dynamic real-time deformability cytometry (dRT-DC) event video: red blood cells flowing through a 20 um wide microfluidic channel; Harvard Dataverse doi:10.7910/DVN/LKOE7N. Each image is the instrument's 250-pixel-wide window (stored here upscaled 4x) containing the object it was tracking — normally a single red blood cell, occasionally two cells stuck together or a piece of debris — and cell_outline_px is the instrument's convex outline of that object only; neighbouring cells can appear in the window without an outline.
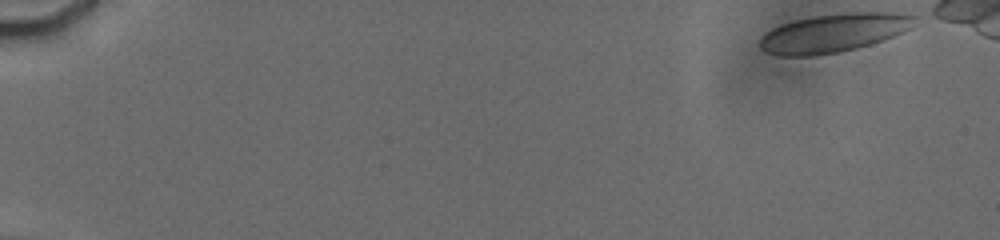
{"species": "human", "species_latin": "Homo sapiens", "temperature_condition": "cold", "stored_images_in_passage": 82, "camera_frame_rate_fps": 3000, "um_per_image_px": 0.085, "donor": {"sex": "male"}, "frame": {"image": 1, "passage_image": 1, "time_ms": 0.0, "image_size_px": [1000, 240], "cell_outline_px": [[916, 16], [908, 28], [892, 36], [856, 48], [836, 52], [812, 56], [780, 56], [768, 52], [760, 48], [760, 40], [772, 28], [780, 24], [796, 20], [816, 16], [856, 12], [884, 12]], "centroid_in_image_um": [70.78, 2.81], "position_along_channel_um": 14.2, "area_um2": 33.7}}
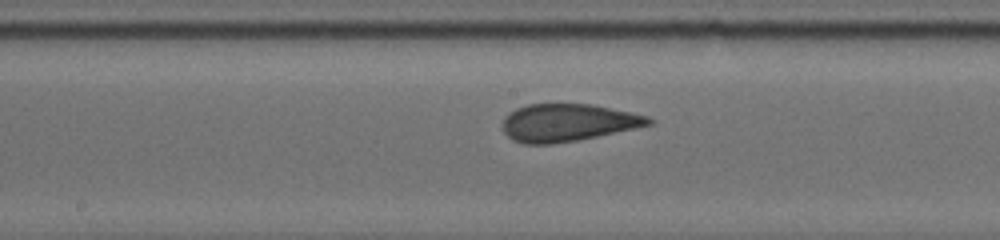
{"frame": {"image": 2, "passage_image": 45, "time_ms": 9.333, "image_size_px": [1000, 240], "cell_outline_px": [[656, 120], [652, 124], [636, 128], [576, 140], [548, 144], [524, 144], [512, 140], [504, 132], [504, 120], [516, 108], [528, 104], [592, 104], [648, 116]], "centroid_in_image_um": [48.29, 10.42], "position_along_channel_um": 199.9, "area_um2": 31.56}}
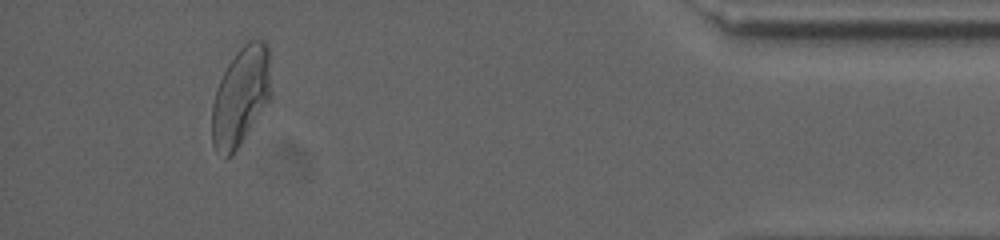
{"frame": {"image": 3, "passage_image": 79, "time_ms": 16.333, "image_size_px": [1000, 240], "cell_outline_px": [[268, 100], [232, 156], [224, 160], [216, 152], [212, 144], [212, 104], [216, 88], [228, 64], [236, 52], [248, 40], [264, 40], [268, 44]], "centroid_in_image_um": [20.39, 8.23], "position_along_channel_um": 414.8, "area_um2": 33.18}}